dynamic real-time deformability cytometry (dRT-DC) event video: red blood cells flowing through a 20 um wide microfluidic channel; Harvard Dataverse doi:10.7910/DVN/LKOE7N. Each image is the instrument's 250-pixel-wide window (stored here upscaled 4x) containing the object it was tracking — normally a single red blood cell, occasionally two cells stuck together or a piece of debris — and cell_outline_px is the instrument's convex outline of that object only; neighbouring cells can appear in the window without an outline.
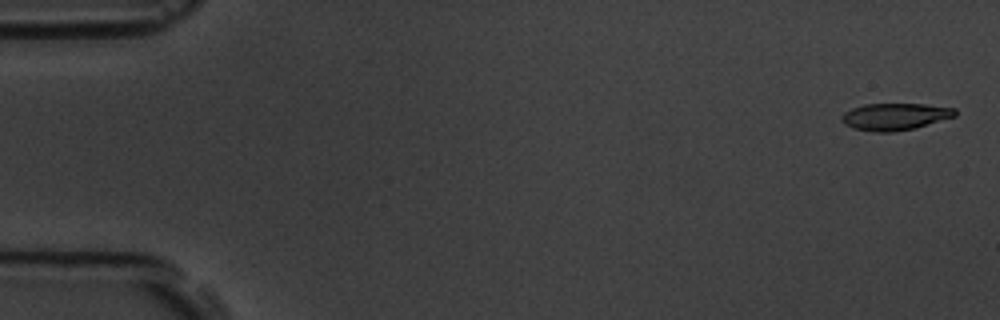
{"species": "common noctule bat (a hibernating species)", "species_latin": "Nyctalus noctula", "temperature_condition": "room temperature", "stored_images_in_passage": 5, "camera_frame_rate_fps": 3000, "um_per_image_px": 0.085, "animal": {"sex": "male", "body_mass_g": 19.5, "forearm_length_mm": 54.6}, "frame": {"image": 1, "passage_image": 1, "time_ms": 0.0, "image_size_px": [1000, 320], "cell_outline_px": [[956, 116], [916, 128], [892, 132], [876, 132], [852, 128], [844, 124], [840, 120], [840, 116], [844, 112], [852, 108], [864, 104], [924, 104], [956, 108]], "centroid_in_image_um": [76.05, 9.91], "position_along_channel_um": 8.9, "area_um2": 17.98}}
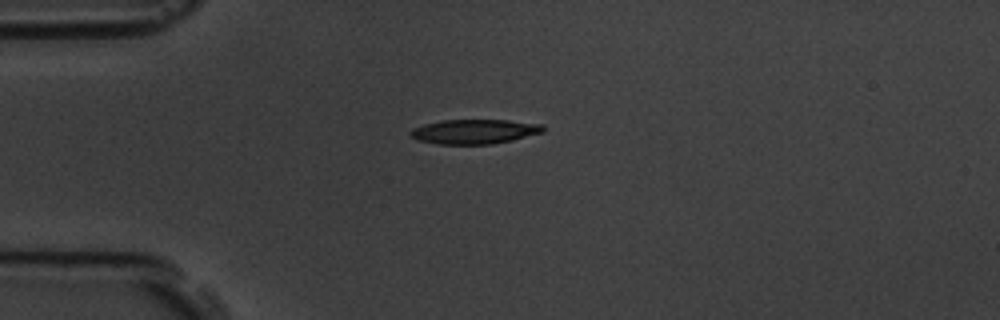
{"frame": {"image": 2, "passage_image": 5, "time_ms": 4.333, "image_size_px": [1000, 320], "cell_outline_px": [[544, 132], [512, 140], [492, 144], [440, 144], [416, 140], [408, 132], [412, 128], [424, 124], [440, 120], [508, 120], [544, 124]], "centroid_in_image_um": [40.32, 11.18], "position_along_channel_um": 44.7, "area_um2": 19.07}}